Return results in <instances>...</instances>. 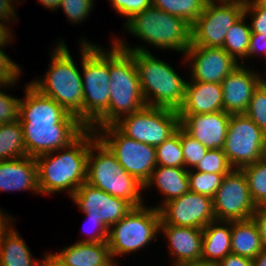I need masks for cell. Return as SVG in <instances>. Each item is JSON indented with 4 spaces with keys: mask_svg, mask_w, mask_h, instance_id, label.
Returning a JSON list of instances; mask_svg holds the SVG:
<instances>
[{
    "mask_svg": "<svg viewBox=\"0 0 266 266\" xmlns=\"http://www.w3.org/2000/svg\"><path fill=\"white\" fill-rule=\"evenodd\" d=\"M126 30L156 48L181 51L191 45V25L183 18L150 6L125 22Z\"/></svg>",
    "mask_w": 266,
    "mask_h": 266,
    "instance_id": "8992f818",
    "label": "cell"
},
{
    "mask_svg": "<svg viewBox=\"0 0 266 266\" xmlns=\"http://www.w3.org/2000/svg\"><path fill=\"white\" fill-rule=\"evenodd\" d=\"M260 7L266 9V0H254Z\"/></svg>",
    "mask_w": 266,
    "mask_h": 266,
    "instance_id": "9f6ffc18",
    "label": "cell"
},
{
    "mask_svg": "<svg viewBox=\"0 0 266 266\" xmlns=\"http://www.w3.org/2000/svg\"><path fill=\"white\" fill-rule=\"evenodd\" d=\"M265 247L259 228L251 219L231 221V253L254 259Z\"/></svg>",
    "mask_w": 266,
    "mask_h": 266,
    "instance_id": "4316f807",
    "label": "cell"
},
{
    "mask_svg": "<svg viewBox=\"0 0 266 266\" xmlns=\"http://www.w3.org/2000/svg\"><path fill=\"white\" fill-rule=\"evenodd\" d=\"M39 262L13 227L0 241V266H39Z\"/></svg>",
    "mask_w": 266,
    "mask_h": 266,
    "instance_id": "83f0119b",
    "label": "cell"
},
{
    "mask_svg": "<svg viewBox=\"0 0 266 266\" xmlns=\"http://www.w3.org/2000/svg\"><path fill=\"white\" fill-rule=\"evenodd\" d=\"M175 266H217V265L210 264V263H192V264H183V265H175Z\"/></svg>",
    "mask_w": 266,
    "mask_h": 266,
    "instance_id": "11a10c76",
    "label": "cell"
},
{
    "mask_svg": "<svg viewBox=\"0 0 266 266\" xmlns=\"http://www.w3.org/2000/svg\"><path fill=\"white\" fill-rule=\"evenodd\" d=\"M260 74L244 65H239L220 83L223 92V111L229 114H244L253 92L263 81Z\"/></svg>",
    "mask_w": 266,
    "mask_h": 266,
    "instance_id": "d6986e66",
    "label": "cell"
},
{
    "mask_svg": "<svg viewBox=\"0 0 266 266\" xmlns=\"http://www.w3.org/2000/svg\"><path fill=\"white\" fill-rule=\"evenodd\" d=\"M12 217L0 210V241L4 238L5 234L12 228L10 221Z\"/></svg>",
    "mask_w": 266,
    "mask_h": 266,
    "instance_id": "681fc988",
    "label": "cell"
},
{
    "mask_svg": "<svg viewBox=\"0 0 266 266\" xmlns=\"http://www.w3.org/2000/svg\"><path fill=\"white\" fill-rule=\"evenodd\" d=\"M87 221L89 224H92L91 226L94 228V230L95 229L96 230L95 231L93 230L94 232L89 235V238L87 237V239L85 238L80 242H89V243L107 242L109 236V228L105 224H103L100 220H96L94 218H87Z\"/></svg>",
    "mask_w": 266,
    "mask_h": 266,
    "instance_id": "7bdbcfd3",
    "label": "cell"
},
{
    "mask_svg": "<svg viewBox=\"0 0 266 266\" xmlns=\"http://www.w3.org/2000/svg\"><path fill=\"white\" fill-rule=\"evenodd\" d=\"M156 165L185 168V161L180 142V127L177 131L155 147Z\"/></svg>",
    "mask_w": 266,
    "mask_h": 266,
    "instance_id": "1f68e13d",
    "label": "cell"
},
{
    "mask_svg": "<svg viewBox=\"0 0 266 266\" xmlns=\"http://www.w3.org/2000/svg\"><path fill=\"white\" fill-rule=\"evenodd\" d=\"M40 4H42L45 8L49 10V8L53 11L58 9L60 6L61 0H39Z\"/></svg>",
    "mask_w": 266,
    "mask_h": 266,
    "instance_id": "f5cc1de1",
    "label": "cell"
},
{
    "mask_svg": "<svg viewBox=\"0 0 266 266\" xmlns=\"http://www.w3.org/2000/svg\"><path fill=\"white\" fill-rule=\"evenodd\" d=\"M27 156L38 157L75 141L87 127L82 122H20Z\"/></svg>",
    "mask_w": 266,
    "mask_h": 266,
    "instance_id": "4fadbf2b",
    "label": "cell"
},
{
    "mask_svg": "<svg viewBox=\"0 0 266 266\" xmlns=\"http://www.w3.org/2000/svg\"><path fill=\"white\" fill-rule=\"evenodd\" d=\"M70 266H116L107 242L72 244L57 253Z\"/></svg>",
    "mask_w": 266,
    "mask_h": 266,
    "instance_id": "cb8c5ba5",
    "label": "cell"
},
{
    "mask_svg": "<svg viewBox=\"0 0 266 266\" xmlns=\"http://www.w3.org/2000/svg\"><path fill=\"white\" fill-rule=\"evenodd\" d=\"M231 114H179L180 127L208 149H223Z\"/></svg>",
    "mask_w": 266,
    "mask_h": 266,
    "instance_id": "ac0fdd59",
    "label": "cell"
},
{
    "mask_svg": "<svg viewBox=\"0 0 266 266\" xmlns=\"http://www.w3.org/2000/svg\"><path fill=\"white\" fill-rule=\"evenodd\" d=\"M252 218L259 228L262 244L266 248V204L257 206Z\"/></svg>",
    "mask_w": 266,
    "mask_h": 266,
    "instance_id": "f6af8a7d",
    "label": "cell"
},
{
    "mask_svg": "<svg viewBox=\"0 0 266 266\" xmlns=\"http://www.w3.org/2000/svg\"><path fill=\"white\" fill-rule=\"evenodd\" d=\"M223 174L197 172L188 170L189 188L191 192L214 198L221 186Z\"/></svg>",
    "mask_w": 266,
    "mask_h": 266,
    "instance_id": "836d02e7",
    "label": "cell"
},
{
    "mask_svg": "<svg viewBox=\"0 0 266 266\" xmlns=\"http://www.w3.org/2000/svg\"><path fill=\"white\" fill-rule=\"evenodd\" d=\"M232 169L222 149H208L204 158L195 167L197 172L223 174L224 176Z\"/></svg>",
    "mask_w": 266,
    "mask_h": 266,
    "instance_id": "d590c367",
    "label": "cell"
},
{
    "mask_svg": "<svg viewBox=\"0 0 266 266\" xmlns=\"http://www.w3.org/2000/svg\"><path fill=\"white\" fill-rule=\"evenodd\" d=\"M87 218L100 220L109 229L134 207L126 200L83 183L70 197Z\"/></svg>",
    "mask_w": 266,
    "mask_h": 266,
    "instance_id": "2e32d148",
    "label": "cell"
},
{
    "mask_svg": "<svg viewBox=\"0 0 266 266\" xmlns=\"http://www.w3.org/2000/svg\"><path fill=\"white\" fill-rule=\"evenodd\" d=\"M94 0H61L60 8L72 23L82 22L88 17L93 7Z\"/></svg>",
    "mask_w": 266,
    "mask_h": 266,
    "instance_id": "74e56055",
    "label": "cell"
},
{
    "mask_svg": "<svg viewBox=\"0 0 266 266\" xmlns=\"http://www.w3.org/2000/svg\"><path fill=\"white\" fill-rule=\"evenodd\" d=\"M26 156L23 129L19 120L0 124V161Z\"/></svg>",
    "mask_w": 266,
    "mask_h": 266,
    "instance_id": "f1b7e54d",
    "label": "cell"
},
{
    "mask_svg": "<svg viewBox=\"0 0 266 266\" xmlns=\"http://www.w3.org/2000/svg\"><path fill=\"white\" fill-rule=\"evenodd\" d=\"M209 2H238V3H242V4H246L248 1L250 0H207Z\"/></svg>",
    "mask_w": 266,
    "mask_h": 266,
    "instance_id": "db71d44e",
    "label": "cell"
},
{
    "mask_svg": "<svg viewBox=\"0 0 266 266\" xmlns=\"http://www.w3.org/2000/svg\"><path fill=\"white\" fill-rule=\"evenodd\" d=\"M207 0H152V6L183 18L192 25L205 9Z\"/></svg>",
    "mask_w": 266,
    "mask_h": 266,
    "instance_id": "4dcf8cb0",
    "label": "cell"
},
{
    "mask_svg": "<svg viewBox=\"0 0 266 266\" xmlns=\"http://www.w3.org/2000/svg\"><path fill=\"white\" fill-rule=\"evenodd\" d=\"M51 55V64L42 80L30 82L42 95L55 100L68 113L84 124V97L82 75L76 67L67 45L57 42Z\"/></svg>",
    "mask_w": 266,
    "mask_h": 266,
    "instance_id": "277c9868",
    "label": "cell"
},
{
    "mask_svg": "<svg viewBox=\"0 0 266 266\" xmlns=\"http://www.w3.org/2000/svg\"><path fill=\"white\" fill-rule=\"evenodd\" d=\"M202 230L201 263L217 264L231 253V221L216 220Z\"/></svg>",
    "mask_w": 266,
    "mask_h": 266,
    "instance_id": "d4e9b609",
    "label": "cell"
},
{
    "mask_svg": "<svg viewBox=\"0 0 266 266\" xmlns=\"http://www.w3.org/2000/svg\"><path fill=\"white\" fill-rule=\"evenodd\" d=\"M188 170L189 169L167 166H156L154 168L150 179L144 185V189L155 184L161 194H164L163 196H165V199H163L159 207L157 206L158 209L168 201L190 191Z\"/></svg>",
    "mask_w": 266,
    "mask_h": 266,
    "instance_id": "484cf974",
    "label": "cell"
},
{
    "mask_svg": "<svg viewBox=\"0 0 266 266\" xmlns=\"http://www.w3.org/2000/svg\"><path fill=\"white\" fill-rule=\"evenodd\" d=\"M109 51L110 102L108 109L89 127L113 125L126 116L147 106L143 98L140 80L133 56L121 50L113 42ZM96 127V128H95Z\"/></svg>",
    "mask_w": 266,
    "mask_h": 266,
    "instance_id": "3957f363",
    "label": "cell"
},
{
    "mask_svg": "<svg viewBox=\"0 0 266 266\" xmlns=\"http://www.w3.org/2000/svg\"><path fill=\"white\" fill-rule=\"evenodd\" d=\"M96 137V132L87 128L70 145L60 149L61 154L53 151L35 158L40 194L66 190L71 197L86 182L89 147Z\"/></svg>",
    "mask_w": 266,
    "mask_h": 266,
    "instance_id": "6da1fadb",
    "label": "cell"
},
{
    "mask_svg": "<svg viewBox=\"0 0 266 266\" xmlns=\"http://www.w3.org/2000/svg\"><path fill=\"white\" fill-rule=\"evenodd\" d=\"M97 130V137L115 155L123 169L145 185L157 166L155 146L125 136L114 125H106Z\"/></svg>",
    "mask_w": 266,
    "mask_h": 266,
    "instance_id": "8fae6325",
    "label": "cell"
},
{
    "mask_svg": "<svg viewBox=\"0 0 266 266\" xmlns=\"http://www.w3.org/2000/svg\"><path fill=\"white\" fill-rule=\"evenodd\" d=\"M248 180L242 169L227 173L213 198V211L218 221L247 220L256 210Z\"/></svg>",
    "mask_w": 266,
    "mask_h": 266,
    "instance_id": "5bb4252c",
    "label": "cell"
},
{
    "mask_svg": "<svg viewBox=\"0 0 266 266\" xmlns=\"http://www.w3.org/2000/svg\"><path fill=\"white\" fill-rule=\"evenodd\" d=\"M7 22L3 19L0 18V44H6L8 42L11 41V39L9 37H11V35L13 34V32H10V28H8L9 26L6 25Z\"/></svg>",
    "mask_w": 266,
    "mask_h": 266,
    "instance_id": "f907efd6",
    "label": "cell"
},
{
    "mask_svg": "<svg viewBox=\"0 0 266 266\" xmlns=\"http://www.w3.org/2000/svg\"><path fill=\"white\" fill-rule=\"evenodd\" d=\"M81 41L84 125L89 128L109 107V51L86 40Z\"/></svg>",
    "mask_w": 266,
    "mask_h": 266,
    "instance_id": "52a82bcc",
    "label": "cell"
},
{
    "mask_svg": "<svg viewBox=\"0 0 266 266\" xmlns=\"http://www.w3.org/2000/svg\"><path fill=\"white\" fill-rule=\"evenodd\" d=\"M244 114L266 133V79L253 92Z\"/></svg>",
    "mask_w": 266,
    "mask_h": 266,
    "instance_id": "e575fe53",
    "label": "cell"
},
{
    "mask_svg": "<svg viewBox=\"0 0 266 266\" xmlns=\"http://www.w3.org/2000/svg\"><path fill=\"white\" fill-rule=\"evenodd\" d=\"M39 192L37 162L34 157L26 156L0 161V191Z\"/></svg>",
    "mask_w": 266,
    "mask_h": 266,
    "instance_id": "603a6c76",
    "label": "cell"
},
{
    "mask_svg": "<svg viewBox=\"0 0 266 266\" xmlns=\"http://www.w3.org/2000/svg\"><path fill=\"white\" fill-rule=\"evenodd\" d=\"M43 259V260H42ZM39 262V266H70L58 254H46Z\"/></svg>",
    "mask_w": 266,
    "mask_h": 266,
    "instance_id": "c3c4849f",
    "label": "cell"
},
{
    "mask_svg": "<svg viewBox=\"0 0 266 266\" xmlns=\"http://www.w3.org/2000/svg\"><path fill=\"white\" fill-rule=\"evenodd\" d=\"M112 41L133 56L146 105L178 111L184 101L187 82L169 64L155 58L145 47L130 48L120 38Z\"/></svg>",
    "mask_w": 266,
    "mask_h": 266,
    "instance_id": "7a4b0ae2",
    "label": "cell"
},
{
    "mask_svg": "<svg viewBox=\"0 0 266 266\" xmlns=\"http://www.w3.org/2000/svg\"><path fill=\"white\" fill-rule=\"evenodd\" d=\"M160 225H173L203 229L216 221L213 199L188 191L159 208Z\"/></svg>",
    "mask_w": 266,
    "mask_h": 266,
    "instance_id": "9a60e30c",
    "label": "cell"
},
{
    "mask_svg": "<svg viewBox=\"0 0 266 266\" xmlns=\"http://www.w3.org/2000/svg\"><path fill=\"white\" fill-rule=\"evenodd\" d=\"M207 2L205 9L191 25V45L222 47L231 26L244 14L245 4Z\"/></svg>",
    "mask_w": 266,
    "mask_h": 266,
    "instance_id": "7c38bea8",
    "label": "cell"
},
{
    "mask_svg": "<svg viewBox=\"0 0 266 266\" xmlns=\"http://www.w3.org/2000/svg\"><path fill=\"white\" fill-rule=\"evenodd\" d=\"M223 152L233 169L266 157V133L245 114H231Z\"/></svg>",
    "mask_w": 266,
    "mask_h": 266,
    "instance_id": "30bf717a",
    "label": "cell"
},
{
    "mask_svg": "<svg viewBox=\"0 0 266 266\" xmlns=\"http://www.w3.org/2000/svg\"><path fill=\"white\" fill-rule=\"evenodd\" d=\"M166 234L170 255L175 265L201 263L203 230L199 228L160 225V231Z\"/></svg>",
    "mask_w": 266,
    "mask_h": 266,
    "instance_id": "44dd1931",
    "label": "cell"
},
{
    "mask_svg": "<svg viewBox=\"0 0 266 266\" xmlns=\"http://www.w3.org/2000/svg\"><path fill=\"white\" fill-rule=\"evenodd\" d=\"M113 125L125 136L156 147L177 131L180 117L177 110L145 106Z\"/></svg>",
    "mask_w": 266,
    "mask_h": 266,
    "instance_id": "9c48e42d",
    "label": "cell"
},
{
    "mask_svg": "<svg viewBox=\"0 0 266 266\" xmlns=\"http://www.w3.org/2000/svg\"><path fill=\"white\" fill-rule=\"evenodd\" d=\"M217 266H254L253 260L236 254H228Z\"/></svg>",
    "mask_w": 266,
    "mask_h": 266,
    "instance_id": "bcb514c9",
    "label": "cell"
},
{
    "mask_svg": "<svg viewBox=\"0 0 266 266\" xmlns=\"http://www.w3.org/2000/svg\"><path fill=\"white\" fill-rule=\"evenodd\" d=\"M256 206L266 204V157L242 168Z\"/></svg>",
    "mask_w": 266,
    "mask_h": 266,
    "instance_id": "d6a6232c",
    "label": "cell"
},
{
    "mask_svg": "<svg viewBox=\"0 0 266 266\" xmlns=\"http://www.w3.org/2000/svg\"><path fill=\"white\" fill-rule=\"evenodd\" d=\"M25 87V100H19V122H81L55 100L42 95L30 83Z\"/></svg>",
    "mask_w": 266,
    "mask_h": 266,
    "instance_id": "ffe728a7",
    "label": "cell"
},
{
    "mask_svg": "<svg viewBox=\"0 0 266 266\" xmlns=\"http://www.w3.org/2000/svg\"><path fill=\"white\" fill-rule=\"evenodd\" d=\"M260 51L266 56V34L251 33L246 58L254 54L256 56Z\"/></svg>",
    "mask_w": 266,
    "mask_h": 266,
    "instance_id": "ee69618b",
    "label": "cell"
},
{
    "mask_svg": "<svg viewBox=\"0 0 266 266\" xmlns=\"http://www.w3.org/2000/svg\"><path fill=\"white\" fill-rule=\"evenodd\" d=\"M19 98L0 91V124L11 123L18 120Z\"/></svg>",
    "mask_w": 266,
    "mask_h": 266,
    "instance_id": "60d3db41",
    "label": "cell"
},
{
    "mask_svg": "<svg viewBox=\"0 0 266 266\" xmlns=\"http://www.w3.org/2000/svg\"><path fill=\"white\" fill-rule=\"evenodd\" d=\"M113 10L128 19L152 6V0H110Z\"/></svg>",
    "mask_w": 266,
    "mask_h": 266,
    "instance_id": "ab89813d",
    "label": "cell"
},
{
    "mask_svg": "<svg viewBox=\"0 0 266 266\" xmlns=\"http://www.w3.org/2000/svg\"><path fill=\"white\" fill-rule=\"evenodd\" d=\"M254 266H266V248H264L254 259Z\"/></svg>",
    "mask_w": 266,
    "mask_h": 266,
    "instance_id": "816d5d0a",
    "label": "cell"
},
{
    "mask_svg": "<svg viewBox=\"0 0 266 266\" xmlns=\"http://www.w3.org/2000/svg\"><path fill=\"white\" fill-rule=\"evenodd\" d=\"M223 111L220 83L192 81L186 83L185 96L178 114H206Z\"/></svg>",
    "mask_w": 266,
    "mask_h": 266,
    "instance_id": "7402d4cb",
    "label": "cell"
},
{
    "mask_svg": "<svg viewBox=\"0 0 266 266\" xmlns=\"http://www.w3.org/2000/svg\"><path fill=\"white\" fill-rule=\"evenodd\" d=\"M5 44H0V87L15 85L21 76V70L17 63L12 61L8 55L3 52L2 48ZM2 47V48H1Z\"/></svg>",
    "mask_w": 266,
    "mask_h": 266,
    "instance_id": "f35d334b",
    "label": "cell"
},
{
    "mask_svg": "<svg viewBox=\"0 0 266 266\" xmlns=\"http://www.w3.org/2000/svg\"><path fill=\"white\" fill-rule=\"evenodd\" d=\"M12 1L15 0H0V18L5 21H13V18H17V15H15V6L12 5Z\"/></svg>",
    "mask_w": 266,
    "mask_h": 266,
    "instance_id": "7dc6e473",
    "label": "cell"
},
{
    "mask_svg": "<svg viewBox=\"0 0 266 266\" xmlns=\"http://www.w3.org/2000/svg\"><path fill=\"white\" fill-rule=\"evenodd\" d=\"M86 182L126 200L133 207L143 206L140 192L144 185L123 169L115 155L98 137L90 143Z\"/></svg>",
    "mask_w": 266,
    "mask_h": 266,
    "instance_id": "5b68a950",
    "label": "cell"
},
{
    "mask_svg": "<svg viewBox=\"0 0 266 266\" xmlns=\"http://www.w3.org/2000/svg\"><path fill=\"white\" fill-rule=\"evenodd\" d=\"M180 142L185 161V169H187L189 166L194 169L197 164L204 158L208 151V148H206L198 140L187 134L181 127Z\"/></svg>",
    "mask_w": 266,
    "mask_h": 266,
    "instance_id": "8d00e7d4",
    "label": "cell"
},
{
    "mask_svg": "<svg viewBox=\"0 0 266 266\" xmlns=\"http://www.w3.org/2000/svg\"><path fill=\"white\" fill-rule=\"evenodd\" d=\"M247 16L243 14L228 30L222 48L236 61L241 59V64L247 55L248 44L251 36V26L245 24ZM238 57V58H237Z\"/></svg>",
    "mask_w": 266,
    "mask_h": 266,
    "instance_id": "f546056e",
    "label": "cell"
},
{
    "mask_svg": "<svg viewBox=\"0 0 266 266\" xmlns=\"http://www.w3.org/2000/svg\"><path fill=\"white\" fill-rule=\"evenodd\" d=\"M191 65V80L221 83L240 63L222 47L190 46L184 53Z\"/></svg>",
    "mask_w": 266,
    "mask_h": 266,
    "instance_id": "e0dca14e",
    "label": "cell"
},
{
    "mask_svg": "<svg viewBox=\"0 0 266 266\" xmlns=\"http://www.w3.org/2000/svg\"><path fill=\"white\" fill-rule=\"evenodd\" d=\"M244 14L252 16L251 33L266 34V9L260 7L254 0H250L245 4Z\"/></svg>",
    "mask_w": 266,
    "mask_h": 266,
    "instance_id": "b9f144b4",
    "label": "cell"
},
{
    "mask_svg": "<svg viewBox=\"0 0 266 266\" xmlns=\"http://www.w3.org/2000/svg\"><path fill=\"white\" fill-rule=\"evenodd\" d=\"M144 206L134 207L110 227L107 243L112 259L140 250L158 235L161 223L159 209Z\"/></svg>",
    "mask_w": 266,
    "mask_h": 266,
    "instance_id": "ba28073f",
    "label": "cell"
}]
</instances>
